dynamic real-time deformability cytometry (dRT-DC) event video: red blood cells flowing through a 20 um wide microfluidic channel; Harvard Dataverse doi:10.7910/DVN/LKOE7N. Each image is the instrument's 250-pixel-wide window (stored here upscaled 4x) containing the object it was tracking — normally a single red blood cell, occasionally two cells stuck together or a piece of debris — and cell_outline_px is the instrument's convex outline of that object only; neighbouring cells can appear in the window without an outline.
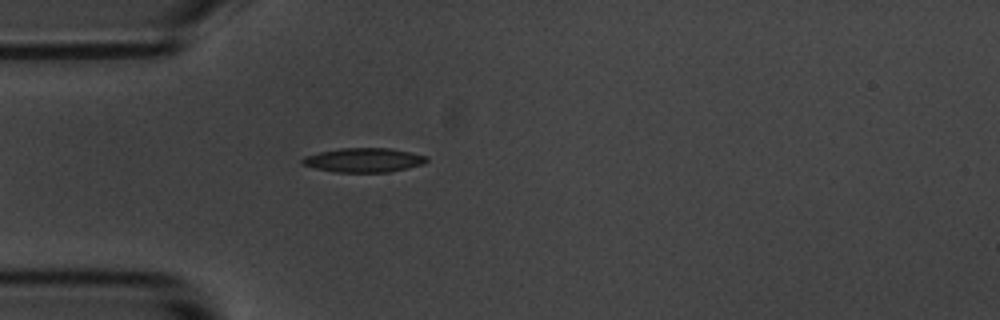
{"species": "common noctule bat (a hibernating species)", "species_latin": "Nyctalus noctula", "temperature_condition": "room temperature", "stored_images_in_passage": 5, "camera_frame_rate_fps": 3000, "um_per_image_px": 0.085, "animal": {"sex": "male", "body_mass_g": 20.1, "forearm_length_mm": 53.5}, "frame": {"image": 1, "passage_image": 5, "time_ms": 4.667, "image_size_px": [1000, 320], "cell_outline_px": [[428, 160], [424, 164], [408, 168], [388, 172], [336, 172], [316, 168], [304, 164], [300, 160], [304, 156], [320, 152], [340, 148], [392, 148], [428, 156]], "centroid_in_image_um": [30.96, 13.6], "position_along_channel_um": 54.0, "area_um2": 17.51}}